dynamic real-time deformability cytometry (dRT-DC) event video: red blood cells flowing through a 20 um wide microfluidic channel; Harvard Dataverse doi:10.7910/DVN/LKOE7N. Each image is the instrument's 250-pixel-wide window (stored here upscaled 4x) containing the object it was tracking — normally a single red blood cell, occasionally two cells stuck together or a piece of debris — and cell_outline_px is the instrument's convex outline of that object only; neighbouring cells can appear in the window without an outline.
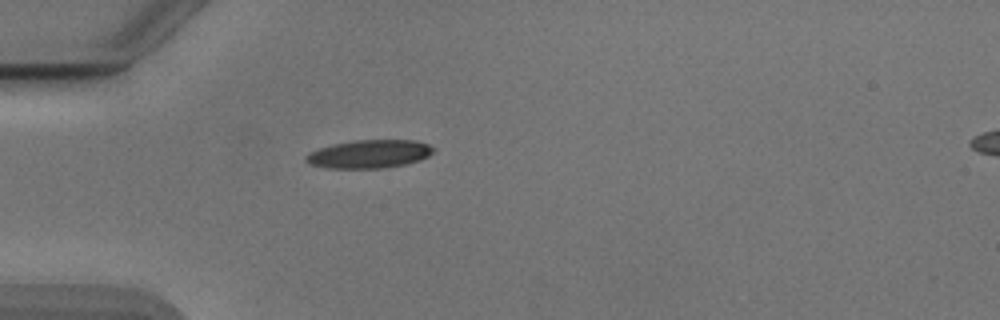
{"species": "Egyptian fruit bat (a non-hibernating species)", "species_latin": "Rousettus aegyptiacus", "temperature_condition": "cold", "stored_images_in_passage": 38, "camera_frame_rate_fps": 3000, "um_per_image_px": 0.085, "animal": {"sex": "male"}, "frame": {"image": 1, "passage_image": 1, "time_ms": 0.0, "image_size_px": [1000, 320], "cell_outline_px": [[436, 148], [428, 156], [420, 160], [404, 164], [384, 168], [328, 168], [312, 164], [304, 160], [312, 152], [320, 148], [336, 144], [356, 140], [412, 140], [428, 144]], "centroid_in_image_um": [31.45, 13.09], "position_along_channel_um": 53.5, "area_um2": 20.58}}
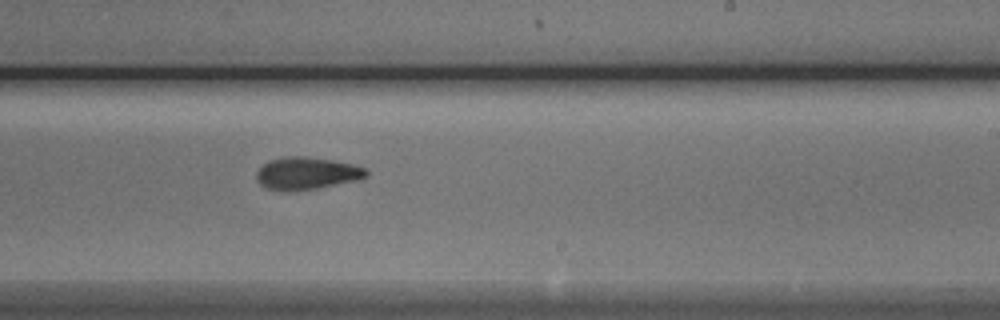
{"frame": {"image": 2, "passage_image": 18, "time_ms": 5.667, "image_size_px": [1000, 320], "cell_outline_px": [[368, 176], [360, 180], [316, 188], [268, 188], [260, 184], [256, 180], [256, 172], [268, 160], [284, 156], [304, 156], [332, 160], [352, 164], [368, 168]], "centroid_in_image_um": [26.14, 14.68], "position_along_channel_um": 262.9, "area_um2": 20.23}}
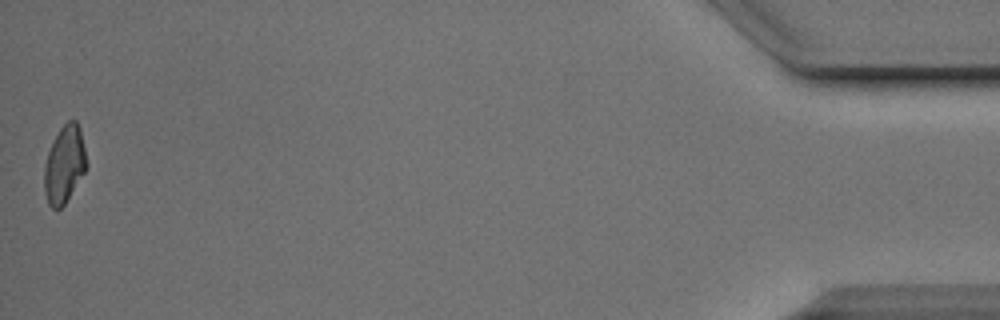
{"frame": {"image": 3, "passage_image": 38, "time_ms": 12.333, "image_size_px": [1000, 320], "cell_outline_px": [[88, 164], [84, 172], [64, 204], [60, 208], [52, 208], [48, 204], [44, 192], [44, 168], [48, 152], [60, 128], [68, 120], [76, 120], [80, 128]], "centroid_in_image_um": [5.47, 13.97], "position_along_channel_um": 429.7, "area_um2": 18.79}, "authors_computed_cell_mechanics": {"area_um2": 20.3167, "velocity_mm_per_s": 3.8861, "shape_relaxation_time_tau1_ms": 4.448, "shape_relaxation_time_tau2_ms": 4.5006, "deformation_change_tau1": 0.1456, "deformation_change_tau2": 0.1131}}